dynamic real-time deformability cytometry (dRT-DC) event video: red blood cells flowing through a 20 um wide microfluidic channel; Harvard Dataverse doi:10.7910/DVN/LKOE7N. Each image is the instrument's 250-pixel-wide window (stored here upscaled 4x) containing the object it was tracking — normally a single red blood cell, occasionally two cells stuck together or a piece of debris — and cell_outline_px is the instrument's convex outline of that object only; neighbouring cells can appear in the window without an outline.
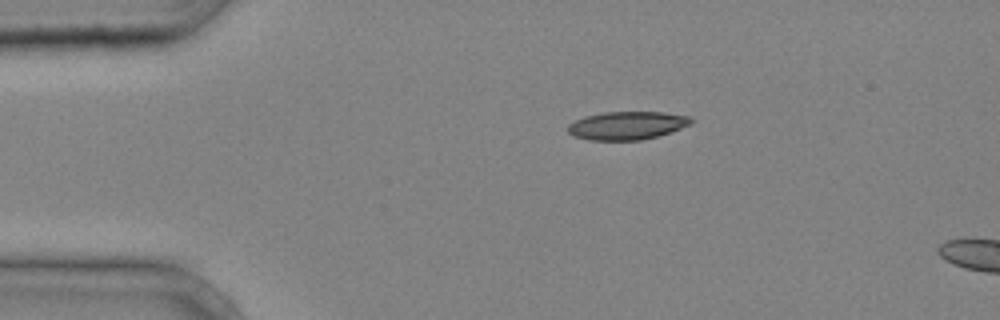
{"species": "common noctule bat (a hibernating species)", "species_latin": "Nyctalus noctula", "temperature_condition": "cold", "stored_images_in_passage": 11, "camera_frame_rate_fps": 3000, "um_per_image_px": 0.085, "animal": {"sex": "male", "body_mass_g": 20.4}, "frame": {"image": 1, "passage_image": 8, "time_ms": 2.333, "image_size_px": [1000, 320], "cell_outline_px": [[692, 124], [656, 136], [640, 140], [588, 140], [572, 136], [568, 132], [568, 124], [584, 116], [604, 112], [664, 112], [688, 116], [692, 120]], "centroid_in_image_um": [53.25, 10.66], "position_along_channel_um": 31.8, "area_um2": 20.11}}